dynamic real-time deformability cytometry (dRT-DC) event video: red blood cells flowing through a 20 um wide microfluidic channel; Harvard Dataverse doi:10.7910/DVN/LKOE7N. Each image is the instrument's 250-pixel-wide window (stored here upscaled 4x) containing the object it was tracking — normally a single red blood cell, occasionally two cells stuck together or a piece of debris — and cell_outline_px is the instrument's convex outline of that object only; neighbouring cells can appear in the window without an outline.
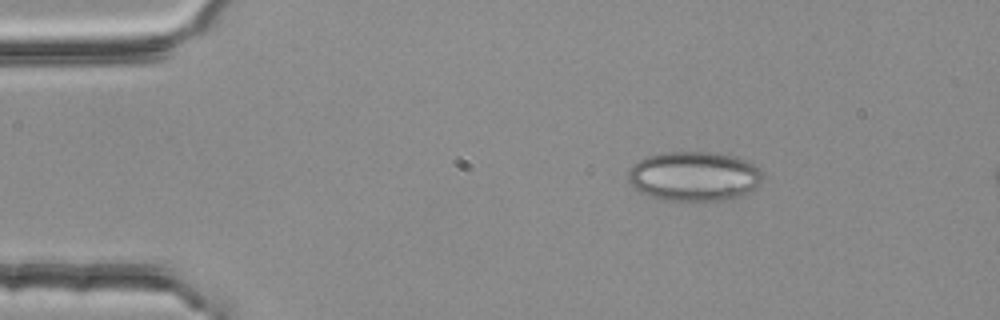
{"species": "common noctule bat (a hibernating species)", "species_latin": "Nyctalus noctula", "temperature_condition": "room temperature", "stored_images_in_passage": 4, "camera_frame_rate_fps": 3000, "um_per_image_px": 0.085, "animal": {"sex": "female", "body_mass_g": 25.1}, "frame": {"image": 1, "passage_image": 2, "time_ms": 0.333, "image_size_px": [1000, 320], "cell_outline_px": [[764, 176], [760, 184], [748, 192], [724, 200], [664, 200], [648, 196], [632, 188], [628, 180], [628, 172], [632, 164], [644, 156], [664, 152], [712, 152], [736, 156], [748, 160], [756, 164], [760, 168]], "centroid_in_image_um": [58.98, 14.96], "position_along_channel_um": 26.0, "area_um2": 39.36}}